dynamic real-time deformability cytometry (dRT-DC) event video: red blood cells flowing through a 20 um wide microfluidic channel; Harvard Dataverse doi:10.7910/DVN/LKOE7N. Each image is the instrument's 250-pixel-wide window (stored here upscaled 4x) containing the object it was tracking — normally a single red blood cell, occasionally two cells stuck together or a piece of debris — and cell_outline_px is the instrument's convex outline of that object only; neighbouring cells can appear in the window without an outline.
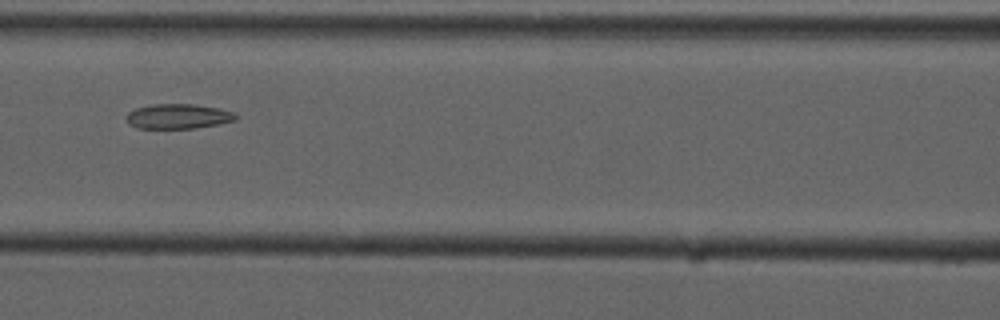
{"species": "common noctule bat (a hibernating species)", "species_latin": "Nyctalus noctula", "temperature_condition": "cold", "stored_images_in_passage": 10, "camera_frame_rate_fps": 3000, "um_per_image_px": 0.085, "animal": {"sex": "male", "forearm_length_mm": 52.5}, "frame": {"image": 1, "passage_image": 7, "time_ms": 7.0, "image_size_px": [1000, 320], "cell_outline_px": [[236, 120], [196, 128], [136, 128], [128, 124], [124, 116], [128, 112], [136, 108], [152, 104], [196, 104], [220, 108], [232, 112], [236, 116]], "centroid_in_image_um": [15.08, 9.88], "position_along_channel_um": 151.5, "area_um2": 15.9}}
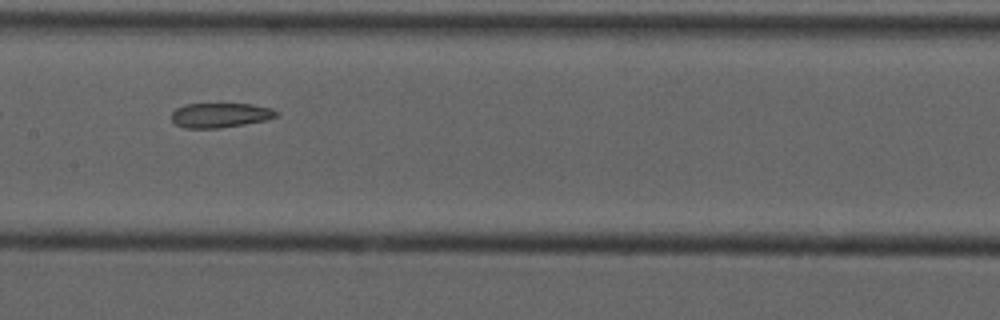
{"frame": {"image": 2, "passage_image": 8, "time_ms": 8.0, "image_size_px": [1000, 320], "cell_outline_px": [[280, 116], [264, 120], [244, 124], [220, 128], [184, 128], [176, 124], [172, 120], [172, 112], [176, 108], [184, 104], [252, 104], [272, 108], [280, 112]], "centroid_in_image_um": [18.75, 9.79], "position_along_channel_um": 188.7, "area_um2": 15.14}}
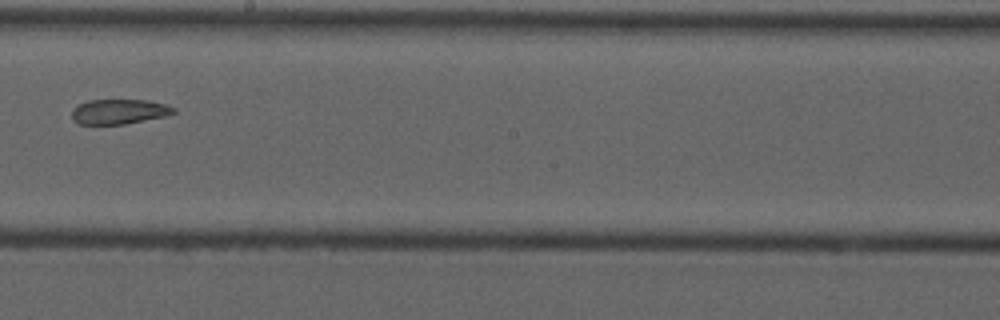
{"frame": {"image": 3, "passage_image": 9, "time_ms": 9.333, "image_size_px": [1000, 320], "cell_outline_px": [[176, 112], [164, 116], [124, 124], [80, 124], [72, 120], [72, 108], [88, 100], [144, 100], [164, 104], [176, 108]], "centroid_in_image_um": [10.09, 9.49], "position_along_channel_um": 238.1, "area_um2": 14.62}}